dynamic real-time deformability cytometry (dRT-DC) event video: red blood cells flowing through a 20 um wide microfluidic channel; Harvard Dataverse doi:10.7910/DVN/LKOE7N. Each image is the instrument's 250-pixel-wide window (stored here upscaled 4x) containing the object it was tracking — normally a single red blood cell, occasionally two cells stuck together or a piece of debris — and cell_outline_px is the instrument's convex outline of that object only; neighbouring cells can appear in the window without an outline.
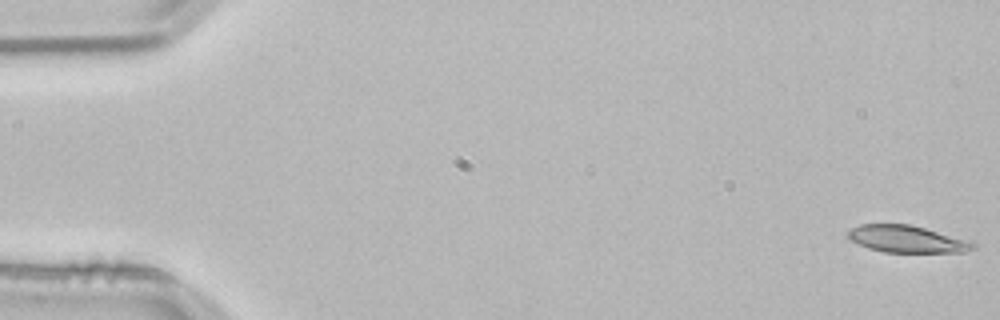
{"species": "common noctule bat (a hibernating species)", "species_latin": "Nyctalus noctula", "temperature_condition": "room temperature", "stored_images_in_passage": 53, "camera_frame_rate_fps": 3000, "um_per_image_px": 0.085, "animal": {"sex": "male", "body_mass_g": 21.5, "forearm_length_mm": 52.0}, "frame": {"image": 1, "passage_image": 1, "time_ms": 0.0, "image_size_px": [1000, 320], "cell_outline_px": [[976, 248], [964, 252], [884, 252], [868, 248], [852, 240], [848, 236], [848, 232], [852, 228], [860, 224], [908, 224], [972, 240], [976, 244]], "centroid_in_image_um": [77.15, 20.32], "position_along_channel_um": 7.8, "area_um2": 19.65}}
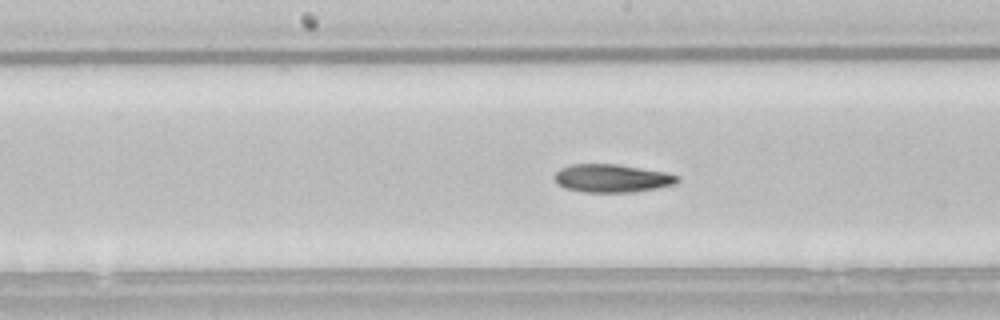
{"frame": {"image": 2, "passage_image": 27, "time_ms": 8.667, "image_size_px": [1000, 320], "cell_outline_px": [[680, 180], [672, 184], [656, 188], [632, 192], [584, 192], [564, 188], [552, 176], [560, 168], [572, 164], [616, 164], [664, 172], [680, 176]], "centroid_in_image_um": [51.98, 15.15], "position_along_channel_um": 196.2, "area_um2": 19.94}}
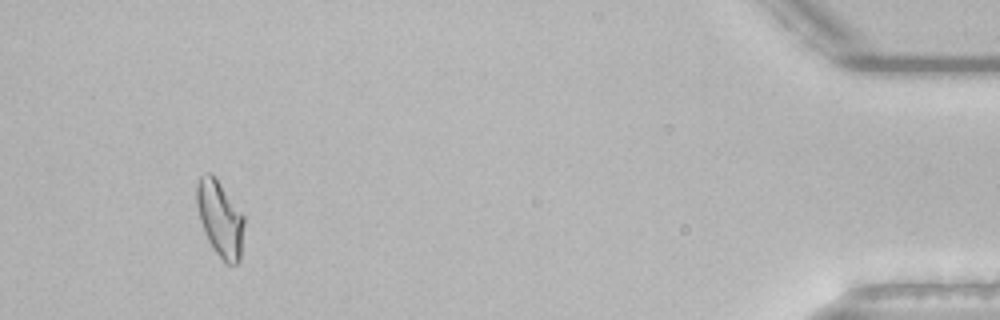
{"frame": {"image": 3, "passage_image": 50, "time_ms": 16.333, "image_size_px": [1000, 320], "cell_outline_px": [[244, 224], [240, 260], [236, 264], [228, 264], [212, 248], [204, 232], [200, 220], [196, 204], [196, 184], [200, 176], [208, 172], [220, 184], [244, 216]], "centroid_in_image_um": [18.69, 18.6], "position_along_channel_um": 416.5, "area_um2": 20.58}, "authors_computed_cell_mechanics": {"area_um2": 20.4034, "velocity_mm_per_s": 3.8219, "shape_relaxation_time_tau1_ms": null, "shape_relaxation_time_tau2_ms": 7.2309, "deformation_change_tau1": null, "deformation_change_tau2": 0.1555}}